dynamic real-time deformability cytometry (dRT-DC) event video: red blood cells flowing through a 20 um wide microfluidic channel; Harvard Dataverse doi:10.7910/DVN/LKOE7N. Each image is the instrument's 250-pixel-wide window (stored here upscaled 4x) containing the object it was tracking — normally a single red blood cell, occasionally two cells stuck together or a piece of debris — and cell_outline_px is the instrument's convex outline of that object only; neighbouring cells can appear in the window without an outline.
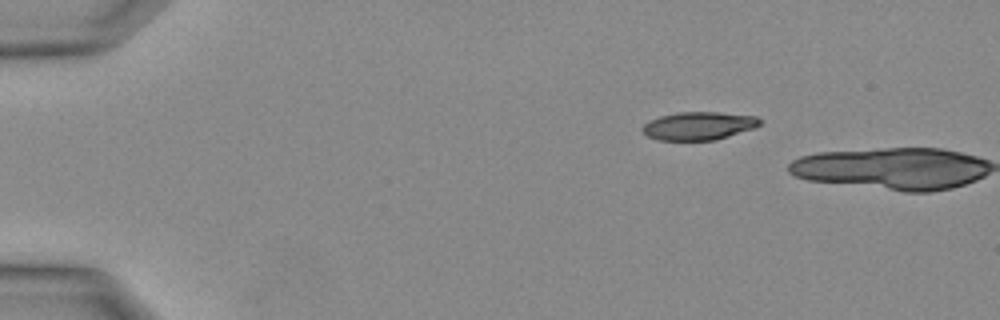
{"species": "Egyptian fruit bat (a non-hibernating species)", "species_latin": "Rousettus aegyptiacus", "temperature_condition": "warm", "stored_images_in_passage": 2, "camera_frame_rate_fps": 3000, "um_per_image_px": 0.085, "animal": {"sex": "female"}, "frame": {"image": 1, "passage_image": 1, "time_ms": 0.0, "image_size_px": [1000, 320], "cell_outline_px": [[764, 120], [756, 128], [716, 140], [660, 140], [648, 136], [640, 128], [648, 120], [660, 116], [680, 112], [716, 112], [756, 116]], "centroid_in_image_um": [59.42, 10.69], "position_along_channel_um": 25.6, "area_um2": 19.36}}